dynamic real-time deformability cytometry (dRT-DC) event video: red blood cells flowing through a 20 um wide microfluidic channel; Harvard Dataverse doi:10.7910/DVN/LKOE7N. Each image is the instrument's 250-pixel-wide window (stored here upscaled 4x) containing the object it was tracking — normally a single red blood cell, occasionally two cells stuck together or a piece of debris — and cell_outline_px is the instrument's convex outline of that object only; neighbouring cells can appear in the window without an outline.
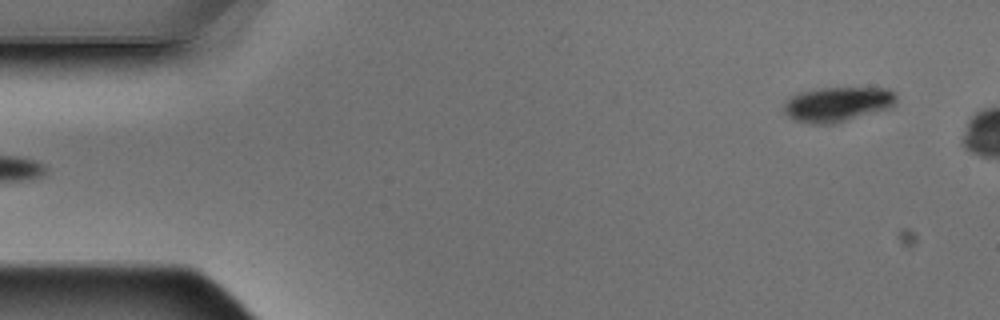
{"species": "Egyptian fruit bat (a non-hibernating species)", "species_latin": "Rousettus aegyptiacus", "temperature_condition": "warm", "stored_images_in_passage": 3, "camera_frame_rate_fps": 3000, "um_per_image_px": 0.085, "animal": {"sex": "male"}, "frame": {"image": 1, "passage_image": 3, "time_ms": 0.667, "image_size_px": [1000, 320], "cell_outline_px": [[896, 104], [892, 108], [832, 124], [812, 124], [796, 120], [788, 116], [784, 112], [784, 104], [792, 96], [800, 92], [820, 88], [888, 88], [896, 92]], "centroid_in_image_um": [71.24, 8.86], "position_along_channel_um": 13.8, "area_um2": 22.83}}